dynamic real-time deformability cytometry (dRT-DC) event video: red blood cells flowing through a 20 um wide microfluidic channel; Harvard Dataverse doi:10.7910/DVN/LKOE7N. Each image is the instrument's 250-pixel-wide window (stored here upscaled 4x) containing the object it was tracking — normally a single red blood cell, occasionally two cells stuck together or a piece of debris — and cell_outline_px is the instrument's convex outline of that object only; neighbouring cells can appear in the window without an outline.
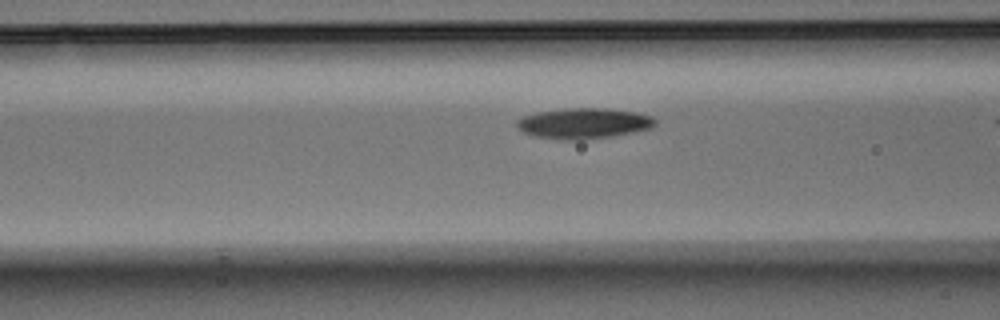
{"species": "Egyptian fruit bat (a non-hibernating species)", "species_latin": "Rousettus aegyptiacus", "temperature_condition": "warm", "stored_images_in_passage": 31, "camera_frame_rate_fps": 3000, "um_per_image_px": 0.085, "animal": {"sex": "male"}, "frame": {"image": 1, "passage_image": 11, "time_ms": 3.333, "image_size_px": [1000, 320], "cell_outline_px": [[656, 124], [652, 128], [612, 136], [576, 140], [568, 140], [536, 136], [524, 132], [516, 128], [516, 120], [524, 116], [536, 112], [564, 108], [608, 108], [636, 112], [652, 116], [656, 120]], "centroid_in_image_um": [49.62, 10.47], "position_along_channel_um": 117.0, "area_um2": 24.68}}
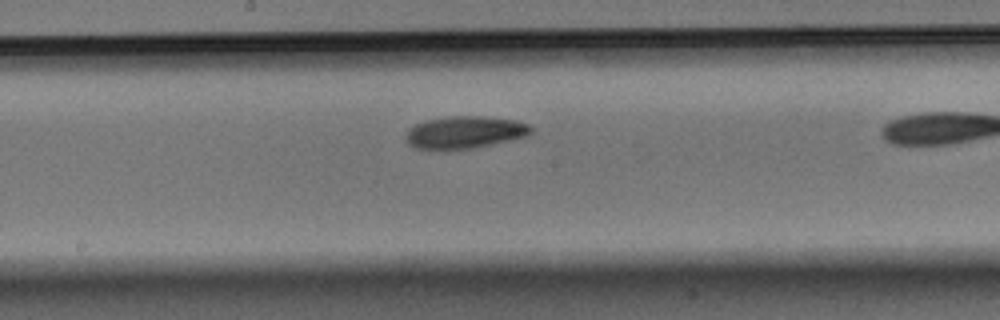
{"frame": {"image": 2, "passage_image": 18, "time_ms": 5.667, "image_size_px": [1000, 320], "cell_outline_px": [[532, 132], [528, 136], [512, 140], [472, 148], [416, 148], [408, 144], [404, 140], [404, 136], [408, 128], [416, 124], [428, 120], [452, 116], [484, 116], [516, 120], [528, 124], [532, 128]], "centroid_in_image_um": [39.52, 11.23], "position_along_channel_um": 208.7, "area_um2": 23.41}}
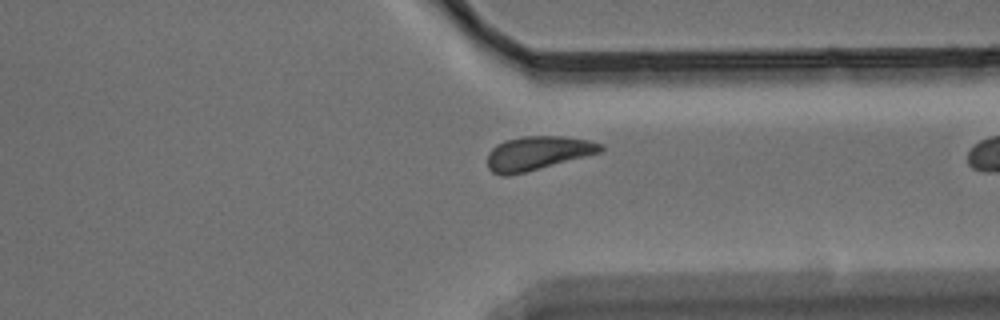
{"frame": {"image": 3, "passage_image": 30, "time_ms": 9.667, "image_size_px": [1000, 320], "cell_outline_px": [[604, 148], [600, 152], [524, 172], [508, 176], [504, 176], [492, 172], [488, 168], [488, 152], [496, 144], [504, 140], [524, 136], [564, 136], [588, 140], [604, 144]], "centroid_in_image_um": [45.67, 13.0], "position_along_channel_um": 365.7, "area_um2": 22.14}}